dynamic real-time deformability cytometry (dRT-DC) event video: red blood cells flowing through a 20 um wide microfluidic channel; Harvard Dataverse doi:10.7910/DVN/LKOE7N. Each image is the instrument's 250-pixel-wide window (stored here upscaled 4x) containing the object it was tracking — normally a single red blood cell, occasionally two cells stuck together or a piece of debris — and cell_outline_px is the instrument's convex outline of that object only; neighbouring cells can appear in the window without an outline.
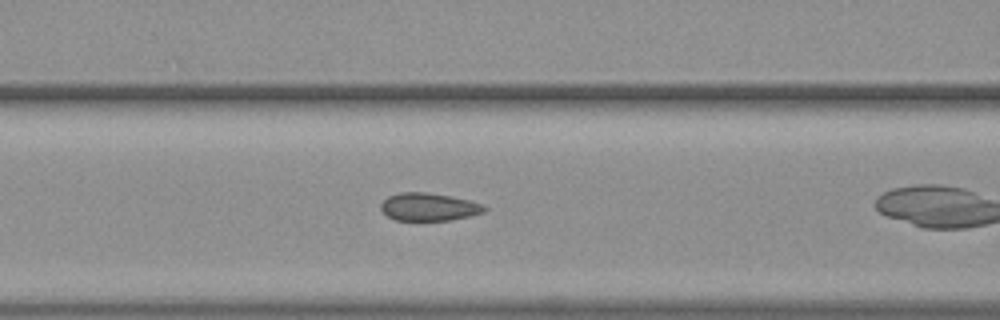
{"species": "common noctule bat (a hibernating species)", "species_latin": "Nyctalus noctula", "temperature_condition": "warm", "stored_images_in_passage": 29, "camera_frame_rate_fps": 3000, "um_per_image_px": 0.085, "animal": {"sex": "female", "body_mass_g": 19.3, "forearm_length_mm": 54.1}, "frame": {"image": 1, "passage_image": 9, "time_ms": 2.667, "image_size_px": [1000, 320], "cell_outline_px": [[488, 208], [484, 212], [452, 220], [396, 220], [388, 216], [380, 208], [380, 204], [388, 196], [400, 192], [428, 192], [468, 200], [484, 204]], "centroid_in_image_um": [36.45, 17.58], "position_along_channel_um": 130.1, "area_um2": 16.7}}
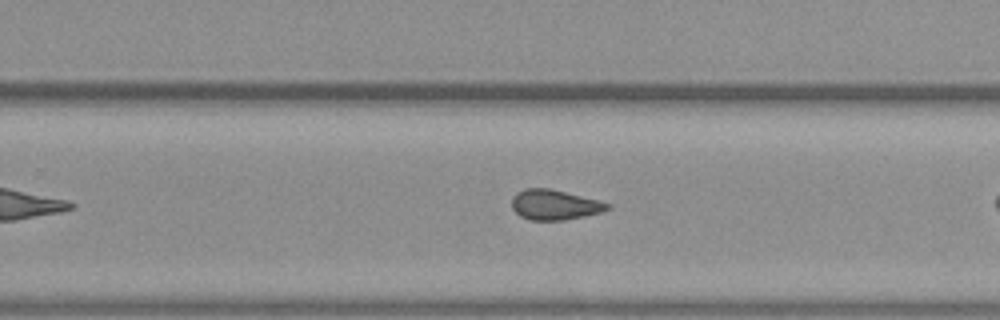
{"frame": {"image": 2, "passage_image": 21, "time_ms": 6.667, "image_size_px": [1000, 320], "cell_outline_px": [[612, 204], [608, 208], [600, 212], [584, 216], [564, 220], [528, 220], [520, 216], [512, 208], [512, 196], [516, 192], [524, 188], [548, 188], [600, 200]], "centroid_in_image_um": [47.11, 17.4], "position_along_channel_um": 282.7, "area_um2": 16.82}}
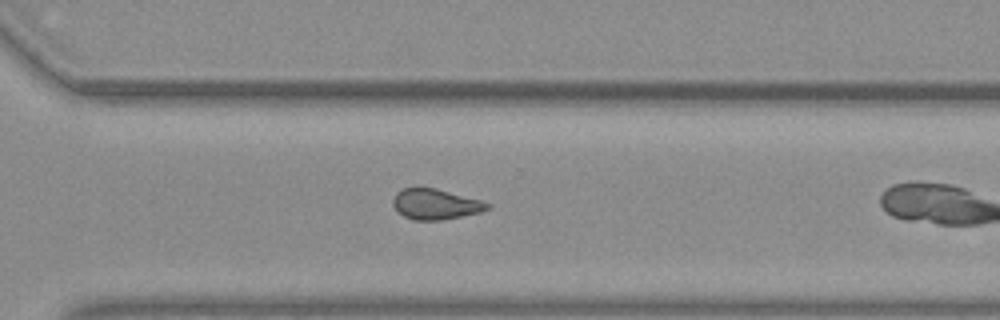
{"frame": {"image": 3, "passage_image": 25, "time_ms": 8.0, "image_size_px": [1000, 320], "cell_outline_px": [[492, 204], [488, 208], [480, 212], [440, 220], [412, 220], [404, 216], [392, 204], [392, 200], [396, 192], [404, 188], [436, 188], [480, 200]], "centroid_in_image_um": [37.0, 17.35], "position_along_channel_um": 333.6, "area_um2": 16.53}}